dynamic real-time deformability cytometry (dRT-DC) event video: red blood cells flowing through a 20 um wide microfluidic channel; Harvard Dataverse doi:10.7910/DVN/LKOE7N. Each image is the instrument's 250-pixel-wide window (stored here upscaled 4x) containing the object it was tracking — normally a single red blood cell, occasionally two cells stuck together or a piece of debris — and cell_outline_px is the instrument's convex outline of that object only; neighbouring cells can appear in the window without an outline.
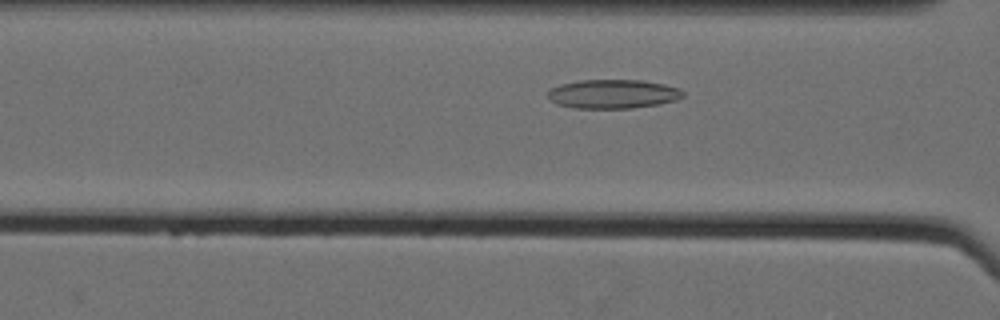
{"species": "Egyptian fruit bat (a non-hibernating species)", "species_latin": "Rousettus aegyptiacus", "temperature_condition": "cold", "stored_images_in_passage": 40, "camera_frame_rate_fps": 3000, "um_per_image_px": 0.085, "animal": {"sex": "female"}, "frame": {"image": 1, "passage_image": 13, "time_ms": 4.0, "image_size_px": [1000, 320], "cell_outline_px": [[684, 96], [676, 100], [660, 104], [632, 108], [572, 108], [556, 104], [548, 96], [548, 88], [560, 84], [576, 80], [640, 80], [664, 84], [680, 88], [684, 92]], "centroid_in_image_um": [52.09, 7.98], "position_along_channel_um": 114.5, "area_um2": 23.06}}
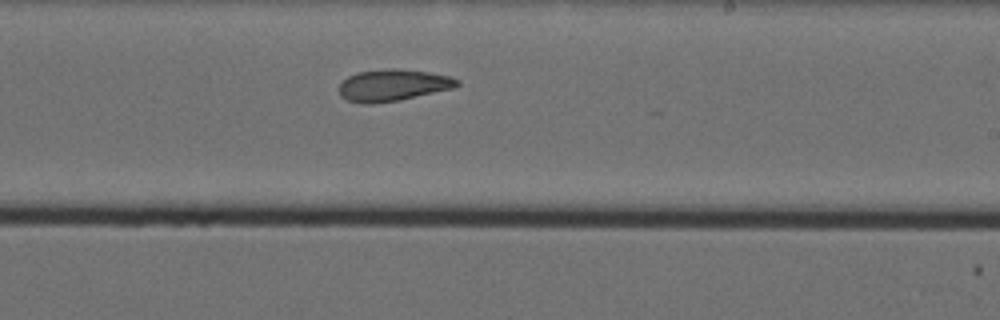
{"frame": {"image": 2, "passage_image": 25, "time_ms": 8.0, "image_size_px": [1000, 320], "cell_outline_px": [[460, 84], [456, 88], [396, 100], [372, 104], [360, 104], [348, 100], [340, 96], [340, 84], [348, 76], [356, 72], [392, 68], [428, 72], [448, 76], [460, 80]], "centroid_in_image_um": [33.4, 7.24], "position_along_channel_um": 255.6, "area_um2": 21.68}}
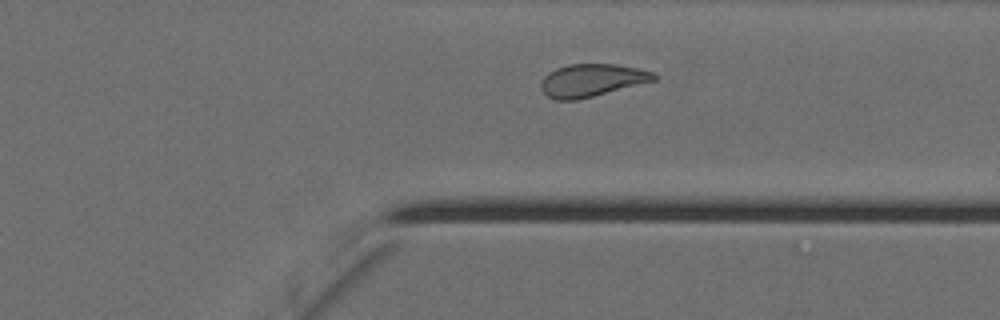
{"frame": {"image": 3, "passage_image": 34, "time_ms": 11.0, "image_size_px": [1000, 320], "cell_outline_px": [[656, 80], [576, 100], [556, 100], [548, 96], [540, 88], [540, 84], [544, 76], [548, 72], [556, 68], [568, 64], [616, 64], [636, 68], [652, 72], [656, 76]], "centroid_in_image_um": [50.25, 6.82], "position_along_channel_um": 361.1, "area_um2": 21.27}, "authors_computed_cell_mechanics": {"area_um2": 22.2241, "velocity_mm_per_s": 3.5245, "shape_relaxation_time_tau1_ms": 10.5857, "shape_relaxation_time_tau2_ms": 3.3697, "deformation_change_tau1": 0.1864, "deformation_change_tau2": 0.1062}}